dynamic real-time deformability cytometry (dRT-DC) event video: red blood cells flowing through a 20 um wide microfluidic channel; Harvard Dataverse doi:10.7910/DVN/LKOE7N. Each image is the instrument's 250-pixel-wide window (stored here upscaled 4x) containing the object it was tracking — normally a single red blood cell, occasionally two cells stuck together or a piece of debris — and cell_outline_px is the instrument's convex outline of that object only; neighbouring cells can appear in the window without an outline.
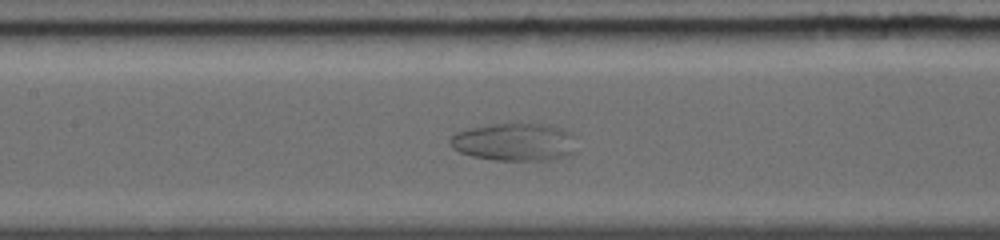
{"species": "common noctule bat (a hibernating species)", "species_latin": "Nyctalus noctula", "temperature_condition": "warm", "stored_images_in_passage": 16, "camera_frame_rate_fps": 5000, "um_per_image_px": 0.085, "animal": {"sex": "female", "body_mass_g": 19.0, "forearm_length_mm": 56.7}, "frame": {"image": 1, "passage_image": 12, "time_ms": 4.2, "image_size_px": [1000, 240], "cell_outline_px": [[576, 152], [572, 156], [552, 160], [496, 160], [472, 156], [460, 152], [452, 148], [448, 144], [448, 140], [456, 132], [468, 128], [488, 124], [552, 124], [572, 132], [576, 136]], "centroid_in_image_um": [43.81, 12.07], "position_along_channel_um": 163.6, "area_um2": 28.61}}
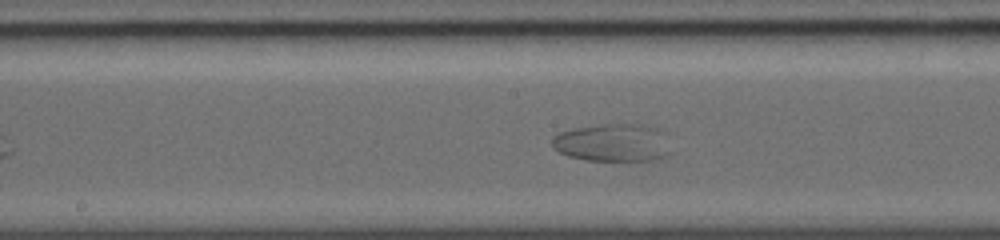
{"frame": {"image": 2, "passage_image": 14, "time_ms": 5.0, "image_size_px": [1000, 240], "cell_outline_px": [[672, 152], [668, 156], [656, 160], [584, 160], [568, 156], [552, 148], [552, 136], [560, 132], [572, 128], [600, 124], [644, 124], [660, 128], [668, 132]], "centroid_in_image_um": [52.18, 12.11], "position_along_channel_um": 196.0, "area_um2": 27.11}}